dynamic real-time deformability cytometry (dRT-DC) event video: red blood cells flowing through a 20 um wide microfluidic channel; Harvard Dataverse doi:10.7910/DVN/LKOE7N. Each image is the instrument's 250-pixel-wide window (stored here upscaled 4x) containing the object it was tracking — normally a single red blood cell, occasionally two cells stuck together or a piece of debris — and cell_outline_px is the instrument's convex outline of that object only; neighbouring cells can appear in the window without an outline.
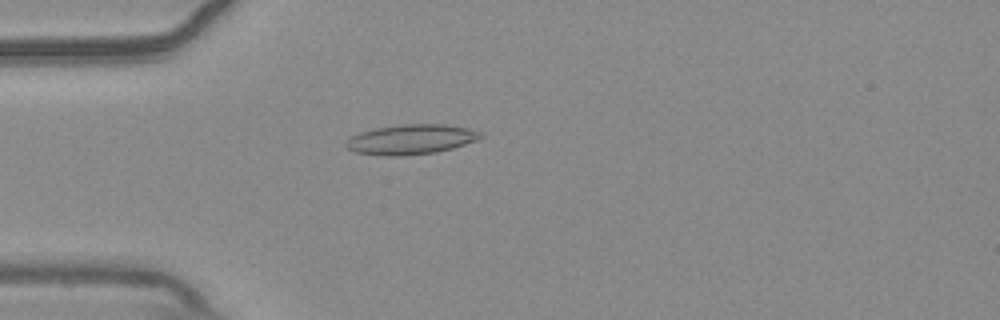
{"species": "common noctule bat (a hibernating species)", "species_latin": "Nyctalus noctula", "temperature_condition": "warm", "stored_images_in_passage": 55, "camera_frame_rate_fps": 3000, "um_per_image_px": 0.085, "animal": {"sex": "male", "body_mass_g": 20.4}, "frame": {"image": 1, "passage_image": 15, "time_ms": 4.667, "image_size_px": [1000, 320], "cell_outline_px": [[484, 136], [476, 140], [452, 148], [436, 152], [400, 156], [384, 156], [356, 152], [348, 148], [344, 144], [352, 136], [360, 132], [376, 128], [404, 124], [444, 124], [468, 128], [484, 132]], "centroid_in_image_um": [34.97, 11.84], "position_along_channel_um": 50.0, "area_um2": 23.35}}
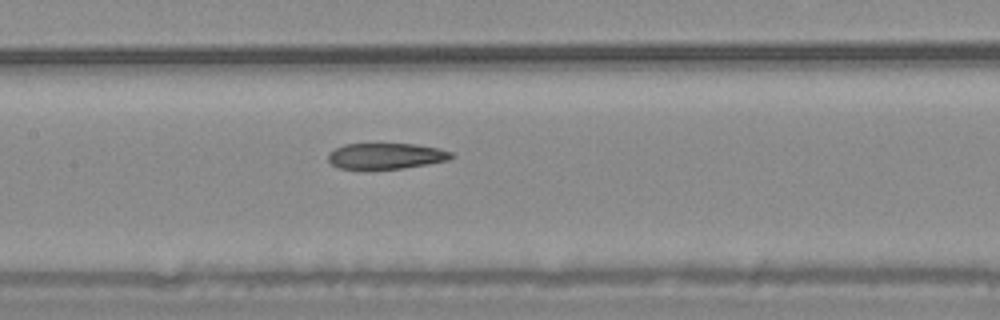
{"frame": {"image": 2, "passage_image": 26, "time_ms": 8.333, "image_size_px": [1000, 320], "cell_outline_px": [[456, 156], [448, 160], [404, 168], [340, 168], [332, 164], [328, 160], [328, 152], [344, 144], [416, 144], [440, 148], [452, 152]], "centroid_in_image_um": [32.84, 13.24], "position_along_channel_um": 174.6, "area_um2": 18.44}}
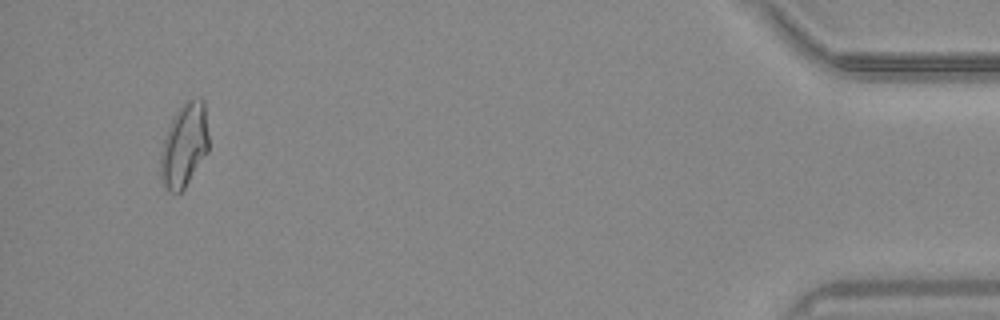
{"frame": {"image": 3, "passage_image": 52, "time_ms": 17.0, "image_size_px": [1000, 320], "cell_outline_px": [[208, 152], [184, 188], [180, 192], [168, 192], [160, 180], [160, 152], [164, 136], [176, 112], [188, 100], [200, 96], [204, 100], [208, 136]], "centroid_in_image_um": [15.65, 12.36], "position_along_channel_um": 419.6, "area_um2": 23.52}, "authors_computed_cell_mechanics": {"area_um2": 21.2704, "velocity_mm_per_s": 3.6965, "shape_relaxation_time_tau1_ms": null, "shape_relaxation_time_tau2_ms": 2.7596, "deformation_change_tau1": null, "deformation_change_tau2": 0.1079}}